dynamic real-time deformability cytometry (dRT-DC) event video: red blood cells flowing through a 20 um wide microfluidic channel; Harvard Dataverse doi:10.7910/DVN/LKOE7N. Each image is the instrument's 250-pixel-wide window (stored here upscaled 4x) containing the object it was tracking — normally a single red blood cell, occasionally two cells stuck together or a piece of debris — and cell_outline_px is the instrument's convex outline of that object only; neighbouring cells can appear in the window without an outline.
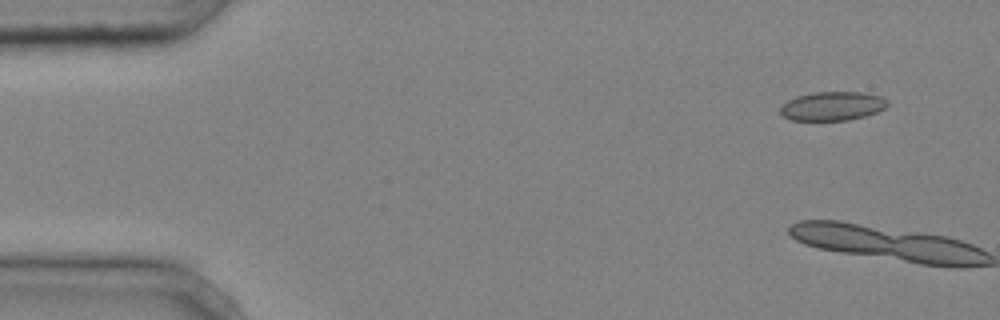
{"species": "common noctule bat (a hibernating species)", "species_latin": "Nyctalus noctula", "temperature_condition": "cold", "stored_images_in_passage": 3, "camera_frame_rate_fps": 3000, "um_per_image_px": 0.085, "animal": {"sex": "male", "body_mass_g": 20.4}, "frame": {"image": 1, "passage_image": 2, "time_ms": 0.333, "image_size_px": [1000, 320], "cell_outline_px": [[888, 104], [884, 108], [876, 112], [864, 116], [848, 120], [792, 120], [784, 116], [780, 112], [780, 108], [788, 100], [796, 96], [812, 92], [860, 92], [880, 96], [888, 100]], "centroid_in_image_um": [70.75, 9.01], "position_along_channel_um": 14.3, "area_um2": 17.92}}